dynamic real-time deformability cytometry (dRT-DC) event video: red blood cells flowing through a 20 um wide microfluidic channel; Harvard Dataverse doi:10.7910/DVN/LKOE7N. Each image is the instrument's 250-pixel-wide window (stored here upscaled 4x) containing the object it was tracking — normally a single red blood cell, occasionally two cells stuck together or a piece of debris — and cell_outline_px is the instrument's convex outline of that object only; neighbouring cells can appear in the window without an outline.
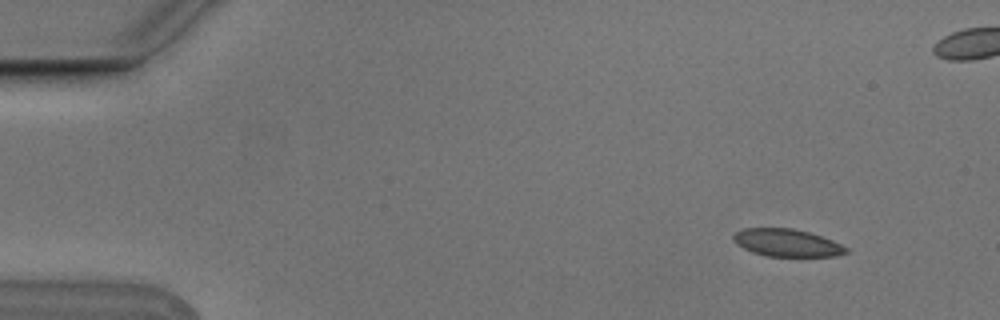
{"species": "Egyptian fruit bat (a non-hibernating species)", "species_latin": "Rousettus aegyptiacus", "temperature_condition": "cold", "stored_images_in_passage": 5, "camera_frame_rate_fps": 3000, "um_per_image_px": 0.085, "animal": {"sex": "male"}, "frame": {"image": 1, "passage_image": 1, "time_ms": 0.0, "image_size_px": [1000, 320], "cell_outline_px": [[848, 252], [836, 256], [768, 256], [752, 252], [736, 244], [732, 240], [732, 236], [736, 232], [744, 228], [792, 228], [808, 232], [832, 240], [848, 248]], "centroid_in_image_um": [66.86, 20.63], "position_along_channel_um": 18.1, "area_um2": 17.98}}